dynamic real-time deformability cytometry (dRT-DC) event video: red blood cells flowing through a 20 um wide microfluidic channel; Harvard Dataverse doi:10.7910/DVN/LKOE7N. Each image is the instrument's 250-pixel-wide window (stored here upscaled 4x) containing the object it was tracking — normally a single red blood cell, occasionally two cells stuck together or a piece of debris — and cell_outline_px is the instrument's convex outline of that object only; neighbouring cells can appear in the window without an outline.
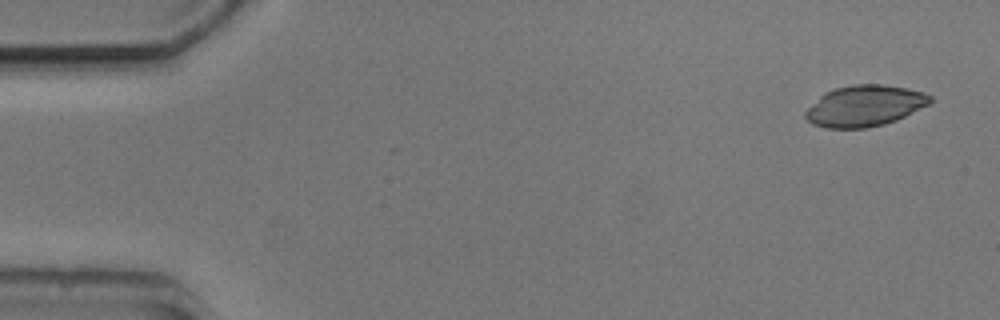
{"species": "common noctule bat (a hibernating species)", "species_latin": "Nyctalus noctula", "temperature_condition": "cold", "stored_images_in_passage": 5, "camera_frame_rate_fps": 3000, "um_per_image_px": 0.085, "animal": {"sex": "male", "body_mass_g": 20.5, "forearm_length_mm": 52.5}, "frame": {"image": 1, "passage_image": 1, "time_ms": 0.0, "image_size_px": [1000, 320], "cell_outline_px": [[932, 100], [928, 104], [896, 120], [884, 124], [864, 128], [824, 128], [812, 124], [804, 116], [804, 112], [824, 92], [836, 88], [852, 84], [884, 84], [908, 88], [924, 92], [932, 96]], "centroid_in_image_um": [73.48, 8.99], "position_along_channel_um": 11.5, "area_um2": 29.82}}